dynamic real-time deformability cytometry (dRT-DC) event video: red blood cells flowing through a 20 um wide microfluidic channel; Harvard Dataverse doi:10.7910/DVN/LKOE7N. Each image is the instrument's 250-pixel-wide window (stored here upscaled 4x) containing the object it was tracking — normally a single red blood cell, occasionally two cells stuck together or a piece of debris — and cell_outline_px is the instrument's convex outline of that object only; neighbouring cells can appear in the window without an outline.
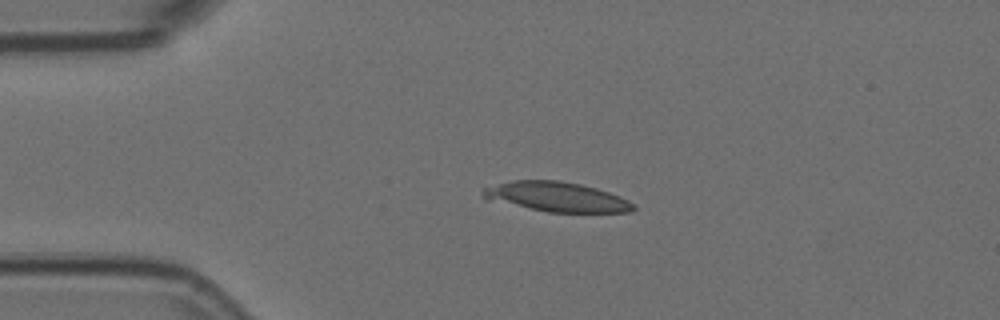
{"species": "Egyptian fruit bat (a non-hibernating species)", "species_latin": "Rousettus aegyptiacus", "temperature_condition": "room temperature", "stored_images_in_passage": 8, "camera_frame_rate_fps": 3000, "um_per_image_px": 0.085, "animal": {"sex": "female"}, "frame": {"image": 1, "passage_image": 3, "time_ms": 0.667, "image_size_px": [1000, 320], "cell_outline_px": [[636, 208], [632, 212], [548, 212], [484, 200], [480, 196], [480, 192], [484, 188], [512, 180], [556, 180], [580, 184], [596, 188], [620, 196], [628, 200]], "centroid_in_image_um": [47.24, 16.74], "position_along_channel_um": 37.8, "area_um2": 26.18}}